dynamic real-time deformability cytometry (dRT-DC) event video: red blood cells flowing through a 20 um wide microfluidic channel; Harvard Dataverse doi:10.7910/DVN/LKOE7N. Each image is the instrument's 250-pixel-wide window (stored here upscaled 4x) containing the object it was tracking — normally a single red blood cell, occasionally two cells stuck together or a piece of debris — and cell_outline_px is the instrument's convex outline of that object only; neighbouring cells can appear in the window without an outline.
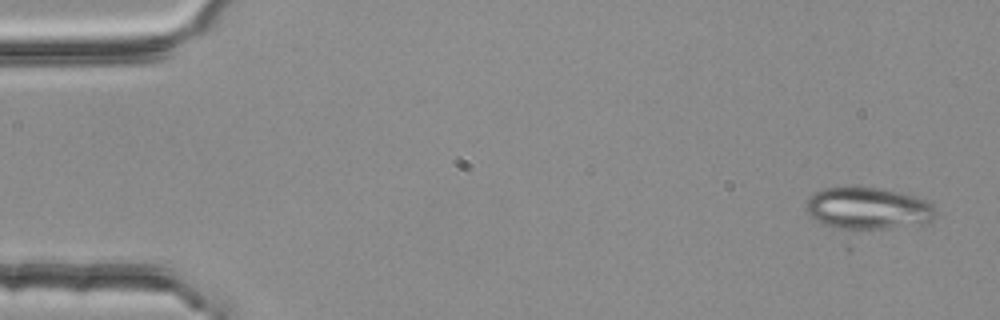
{"species": "common noctule bat (a hibernating species)", "species_latin": "Nyctalus noctula", "temperature_condition": "room temperature", "stored_images_in_passage": 3, "camera_frame_rate_fps": 3000, "um_per_image_px": 0.085, "animal": {"sex": "female", "body_mass_g": 25.1}, "frame": {"image": 1, "passage_image": 3, "time_ms": 0.667, "image_size_px": [1000, 320], "cell_outline_px": [[940, 212], [932, 220], [924, 224], [856, 232], [824, 224], [816, 220], [804, 212], [804, 204], [816, 192], [824, 188], [876, 188], [900, 192], [916, 196], [932, 204]], "centroid_in_image_um": [73.81, 17.76], "position_along_channel_um": 11.2, "area_um2": 32.31}}